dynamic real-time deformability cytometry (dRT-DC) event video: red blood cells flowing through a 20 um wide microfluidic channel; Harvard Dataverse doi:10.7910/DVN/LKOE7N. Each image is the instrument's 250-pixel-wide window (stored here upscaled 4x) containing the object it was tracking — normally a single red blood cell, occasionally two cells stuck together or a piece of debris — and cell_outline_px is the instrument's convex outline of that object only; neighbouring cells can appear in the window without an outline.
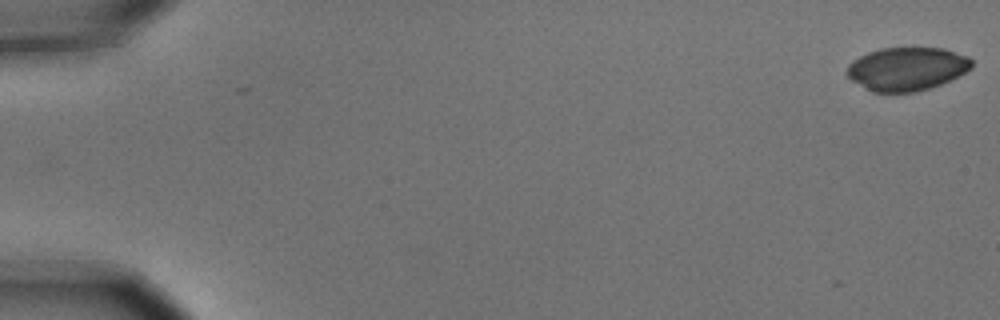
{"species": "common noctule bat (a hibernating species)", "species_latin": "Nyctalus noctula", "temperature_condition": "cold", "stored_images_in_passage": 4, "camera_frame_rate_fps": 3000, "um_per_image_px": 0.085, "animal": {"sex": "male", "body_mass_g": 15.6}, "frame": {"image": 1, "passage_image": 1, "time_ms": 0.0, "image_size_px": [1000, 320], "cell_outline_px": [[972, 68], [940, 84], [916, 92], [872, 92], [864, 88], [852, 80], [844, 72], [848, 64], [852, 60], [868, 52], [880, 48], [944, 48], [968, 56], [972, 60]], "centroid_in_image_um": [77.04, 5.84], "position_along_channel_um": 8.0, "area_um2": 31.5}}